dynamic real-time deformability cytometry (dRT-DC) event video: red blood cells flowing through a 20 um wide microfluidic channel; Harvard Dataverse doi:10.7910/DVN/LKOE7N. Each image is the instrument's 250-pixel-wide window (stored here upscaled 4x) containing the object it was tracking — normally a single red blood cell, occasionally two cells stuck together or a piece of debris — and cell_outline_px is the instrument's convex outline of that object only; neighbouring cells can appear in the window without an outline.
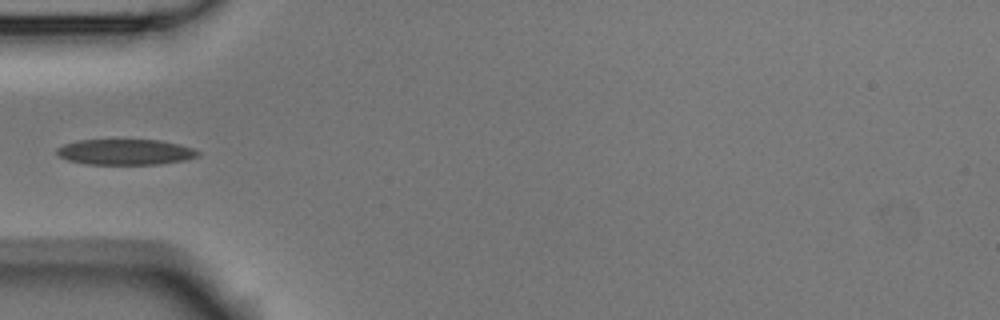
{"species": "Egyptian fruit bat (a non-hibernating species)", "species_latin": "Rousettus aegyptiacus", "temperature_condition": "room temperature", "stored_images_in_passage": 4, "camera_frame_rate_fps": 3000, "um_per_image_px": 0.085, "animal": {"sex": "male"}, "frame": {"image": 1, "passage_image": 4, "time_ms": 1.0, "image_size_px": [1000, 320], "cell_outline_px": [[200, 156], [188, 160], [160, 164], [88, 164], [68, 160], [60, 156], [56, 152], [56, 148], [64, 144], [80, 140], [160, 140], [180, 144], [196, 148], [200, 152]], "centroid_in_image_um": [10.74, 12.92], "position_along_channel_um": 74.3, "area_um2": 21.27}}